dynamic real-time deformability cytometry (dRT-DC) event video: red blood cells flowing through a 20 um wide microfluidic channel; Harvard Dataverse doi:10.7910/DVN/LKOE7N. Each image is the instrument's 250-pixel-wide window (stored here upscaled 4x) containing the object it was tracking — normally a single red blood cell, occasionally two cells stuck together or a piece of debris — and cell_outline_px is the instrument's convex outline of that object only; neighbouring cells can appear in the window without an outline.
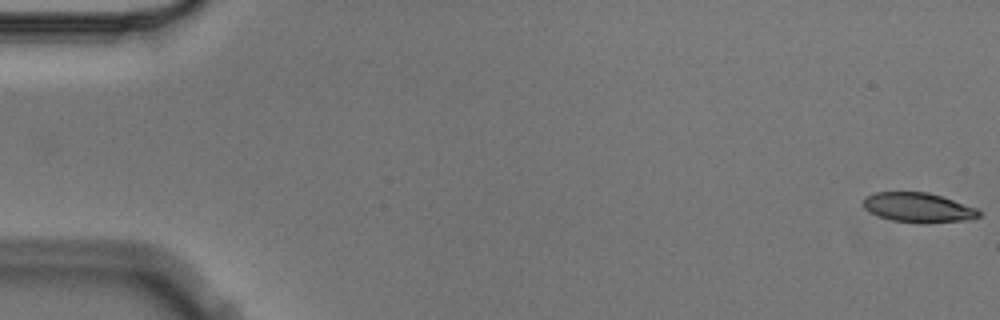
{"species": "Egyptian fruit bat (a non-hibernating species)", "species_latin": "Rousettus aegyptiacus", "temperature_condition": "cold", "stored_images_in_passage": 4, "camera_frame_rate_fps": 3000, "um_per_image_px": 0.085, "animal": {"sex": "male"}, "frame": {"image": 1, "passage_image": 1, "time_ms": 0.0, "image_size_px": [1000, 320], "cell_outline_px": [[980, 216], [972, 220], [924, 224], [892, 220], [880, 216], [864, 208], [864, 196], [876, 192], [928, 192], [976, 208], [980, 212]], "centroid_in_image_um": [78.08, 17.65], "position_along_channel_um": 6.9, "area_um2": 19.94}}
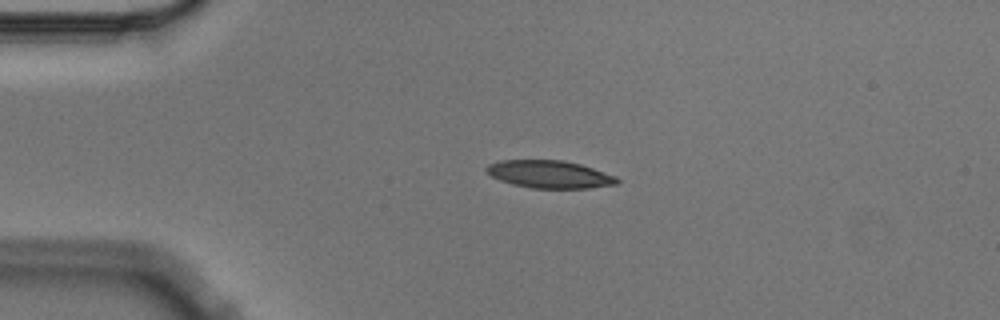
{"frame": {"image": 2, "passage_image": 4, "time_ms": 1.0, "image_size_px": [1000, 320], "cell_outline_px": [[620, 180], [616, 184], [588, 188], [532, 188], [512, 184], [500, 180], [492, 176], [484, 168], [488, 164], [500, 160], [564, 160], [580, 164], [616, 176]], "centroid_in_image_um": [46.7, 14.81], "position_along_channel_um": 38.3, "area_um2": 20.92}}